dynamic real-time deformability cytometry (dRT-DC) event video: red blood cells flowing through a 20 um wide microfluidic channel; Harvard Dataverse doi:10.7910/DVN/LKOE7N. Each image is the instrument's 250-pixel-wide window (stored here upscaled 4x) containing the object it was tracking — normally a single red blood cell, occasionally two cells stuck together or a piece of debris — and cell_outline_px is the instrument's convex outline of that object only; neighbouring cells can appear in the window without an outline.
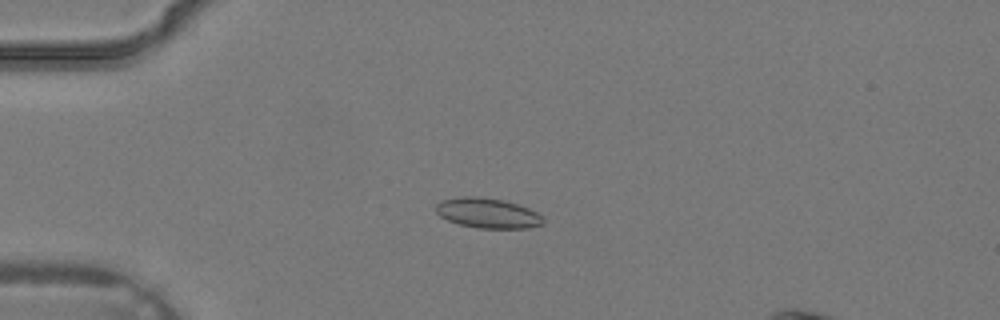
{"species": "common noctule bat (a hibernating species)", "species_latin": "Nyctalus noctula", "temperature_condition": "warm", "stored_images_in_passage": 36, "camera_frame_rate_fps": 3000, "um_per_image_px": 0.085, "animal": {"sex": "male", "body_mass_g": 19.2, "forearm_length_mm": 51.8}, "frame": {"image": 1, "passage_image": 10, "time_ms": 3.0, "image_size_px": [1000, 320], "cell_outline_px": [[544, 224], [528, 228], [476, 228], [460, 224], [448, 220], [440, 216], [436, 212], [436, 204], [440, 200], [460, 196], [476, 196], [504, 200], [528, 208], [536, 212], [544, 220]], "centroid_in_image_um": [41.42, 18.11], "position_along_channel_um": 43.6, "area_um2": 18.79}}
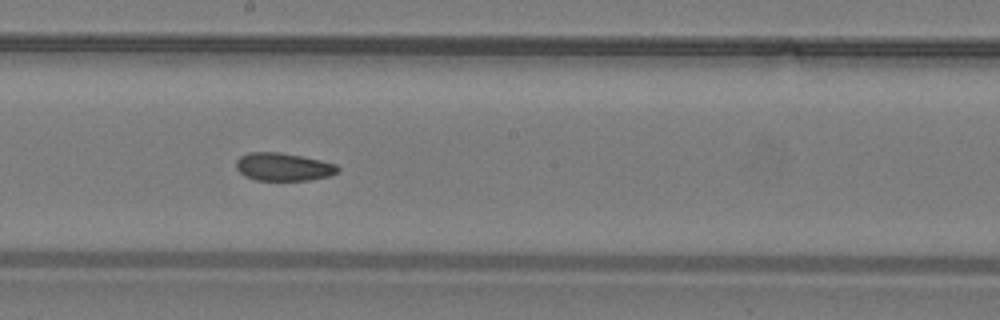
{"frame": {"image": 2, "passage_image": 21, "time_ms": 6.667, "image_size_px": [1000, 320], "cell_outline_px": [[340, 168], [336, 172], [328, 176], [308, 180], [256, 180], [244, 176], [236, 168], [236, 160], [240, 156], [248, 152], [280, 152], [320, 160], [336, 164]], "centroid_in_image_um": [24.04, 14.18], "position_along_channel_um": 224.2, "area_um2": 16.47}}
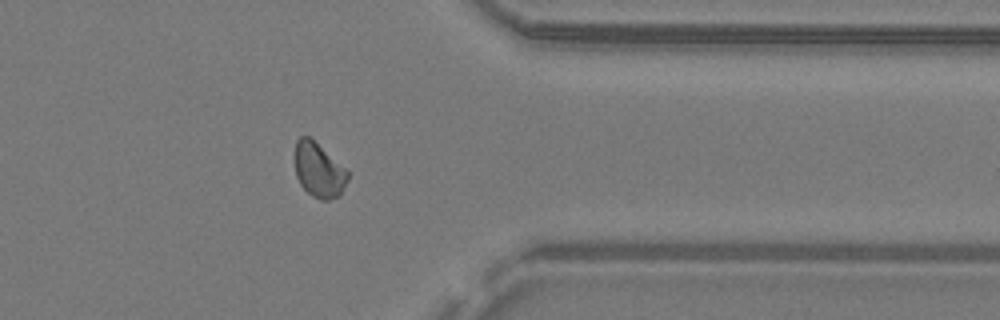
{"frame": {"image": 3, "passage_image": 30, "time_ms": 9.667, "image_size_px": [1000, 320], "cell_outline_px": [[348, 180], [340, 196], [328, 200], [320, 200], [312, 196], [300, 184], [296, 176], [296, 140], [300, 136], [308, 136], [344, 168], [348, 172]], "centroid_in_image_um": [27.1, 14.51], "position_along_channel_um": 384.3, "area_um2": 16.42}}